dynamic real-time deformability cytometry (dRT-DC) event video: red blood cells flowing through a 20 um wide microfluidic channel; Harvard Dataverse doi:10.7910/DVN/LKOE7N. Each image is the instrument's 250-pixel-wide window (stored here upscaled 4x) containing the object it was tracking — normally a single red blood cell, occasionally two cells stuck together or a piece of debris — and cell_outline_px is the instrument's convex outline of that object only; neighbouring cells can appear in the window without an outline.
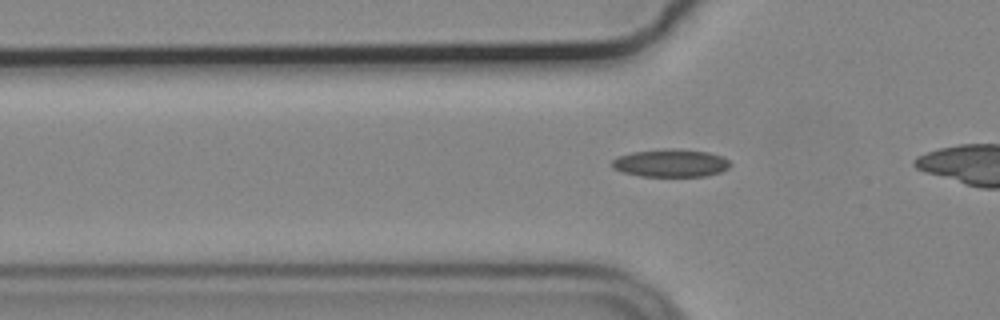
{"species": "common noctule bat (a hibernating species)", "species_latin": "Nyctalus noctula", "temperature_condition": "cold", "stored_images_in_passage": 31, "camera_frame_rate_fps": 3000, "um_per_image_px": 0.085, "animal": {"sex": "male", "body_mass_g": 19.2, "forearm_length_mm": 51.8}, "frame": {"image": 1, "passage_image": 8, "time_ms": 2.333, "image_size_px": [1000, 320], "cell_outline_px": [[732, 164], [728, 168], [720, 172], [704, 176], [640, 176], [624, 172], [612, 168], [612, 160], [616, 156], [632, 152], [664, 148], [676, 148], [708, 152], [720, 156], [728, 160]], "centroid_in_image_um": [56.99, 13.85], "position_along_channel_um": 68.8, "area_um2": 19.25}}
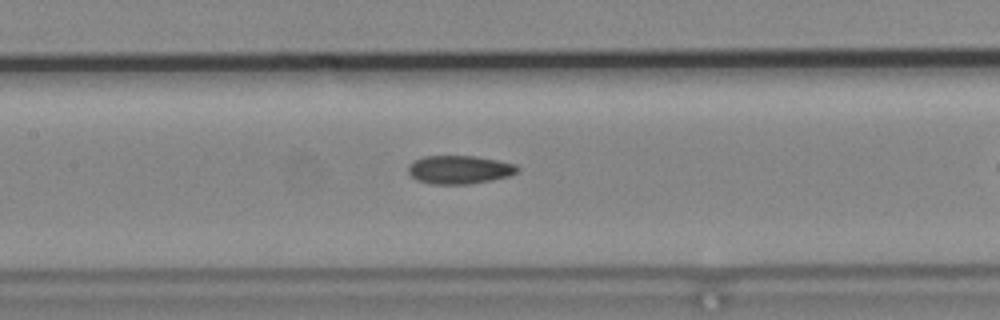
{"frame": {"image": 2, "passage_image": 16, "time_ms": 5.0, "image_size_px": [1000, 320], "cell_outline_px": [[520, 168], [516, 172], [508, 176], [492, 180], [468, 184], [432, 184], [416, 180], [408, 172], [408, 164], [424, 156], [476, 156], [516, 164]], "centroid_in_image_um": [39.04, 14.42], "position_along_channel_um": 168.4, "area_um2": 18.03}}
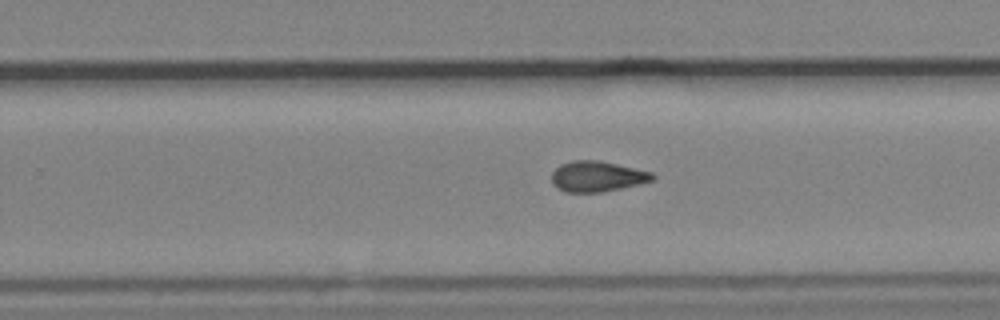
{"frame": {"image": 3, "passage_image": 25, "time_ms": 8.0, "image_size_px": [1000, 320], "cell_outline_px": [[656, 180], [640, 184], [604, 192], [564, 192], [556, 188], [552, 184], [552, 172], [560, 164], [572, 160], [596, 160], [616, 164], [652, 172], [656, 176]], "centroid_in_image_um": [50.76, 15.01], "position_along_channel_um": 279.0, "area_um2": 18.15}}